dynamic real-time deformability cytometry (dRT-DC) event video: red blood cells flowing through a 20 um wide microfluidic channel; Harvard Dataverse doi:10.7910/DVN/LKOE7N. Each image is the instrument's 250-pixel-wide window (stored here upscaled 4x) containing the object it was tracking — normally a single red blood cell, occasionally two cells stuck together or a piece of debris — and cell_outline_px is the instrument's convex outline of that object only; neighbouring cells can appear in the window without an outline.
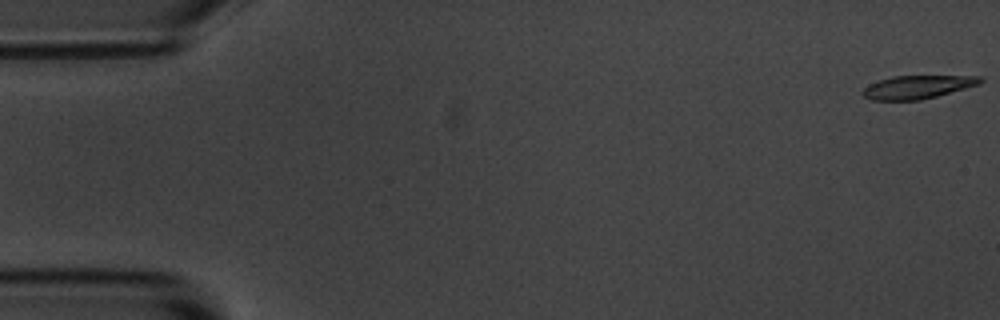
{"species": "common noctule bat (a hibernating species)", "species_latin": "Nyctalus noctula", "temperature_condition": "room temperature", "stored_images_in_passage": 5, "segment_of_instrument_passage": [2, 2], "camera_frame_rate_fps": 3000, "um_per_image_px": 0.085, "animal": {"sex": "male", "body_mass_g": 20.1, "forearm_length_mm": 53.5}, "frame": {"image": 1, "passage_image": 5, "time_ms": 5.333, "image_size_px": [1000, 320], "cell_outline_px": [[984, 80], [980, 84], [936, 96], [920, 100], [872, 100], [864, 96], [860, 92], [868, 84], [892, 76], [980, 76]], "centroid_in_image_um": [77.96, 7.39], "position_along_channel_um": 7.0, "area_um2": 15.84}}